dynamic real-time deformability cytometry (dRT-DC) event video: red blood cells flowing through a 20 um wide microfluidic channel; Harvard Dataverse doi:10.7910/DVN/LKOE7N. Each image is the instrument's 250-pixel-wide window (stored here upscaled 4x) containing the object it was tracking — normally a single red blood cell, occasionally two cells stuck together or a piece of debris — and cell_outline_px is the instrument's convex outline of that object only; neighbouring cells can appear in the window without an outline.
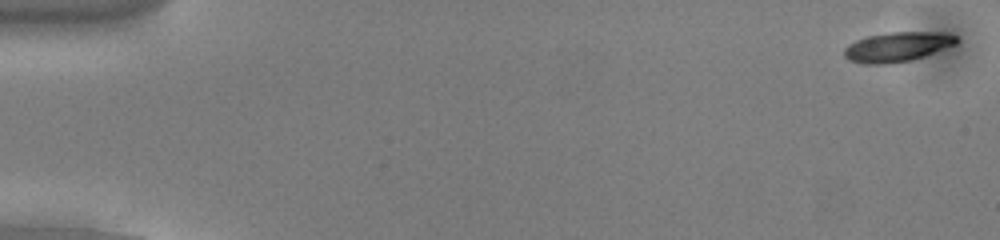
{"species": "common noctule bat (a hibernating species)", "species_latin": "Nyctalus noctula", "temperature_condition": "cold", "stored_images_in_passage": 53, "camera_frame_rate_fps": 3000, "um_per_image_px": 0.085, "animal": {"sex": "male", "body_mass_g": 13.0, "forearm_length_mm": 53.1}, "frame": {"image": 1, "passage_image": 1, "time_ms": 0.0, "image_size_px": [1000, 240], "cell_outline_px": [[960, 40], [956, 44], [924, 56], [912, 60], [888, 64], [864, 64], [848, 60], [844, 56], [844, 48], [848, 44], [856, 40], [868, 36], [888, 32], [940, 32], [956, 36]], "centroid_in_image_um": [76.26, 3.98], "position_along_channel_um": 8.7, "area_um2": 19.48}}
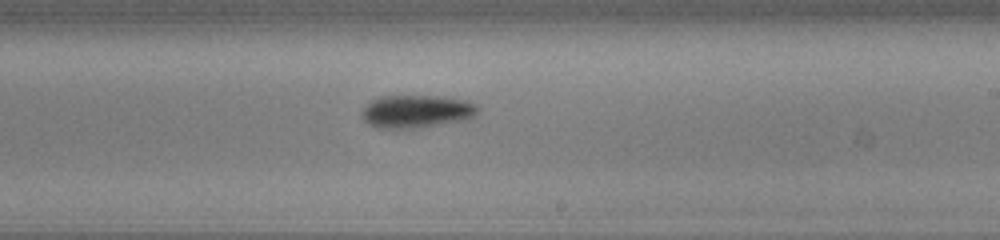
{"frame": {"image": 2, "passage_image": 32, "time_ms": 10.333, "image_size_px": [1000, 240], "cell_outline_px": [[480, 108], [472, 116], [460, 120], [412, 128], [376, 128], [368, 124], [360, 116], [364, 108], [372, 100], [380, 96], [444, 96], [464, 100], [476, 104]], "centroid_in_image_um": [35.35, 9.45], "position_along_channel_um": 253.7, "area_um2": 21.85}}
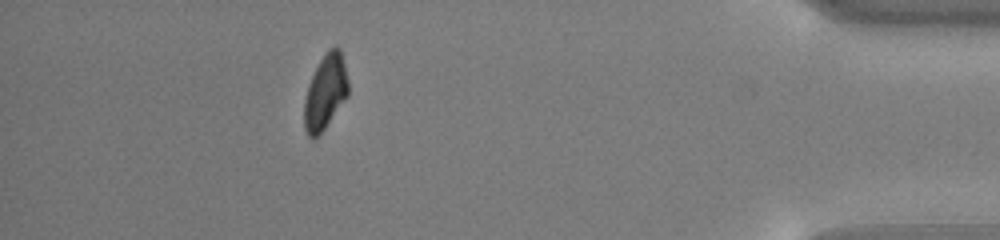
{"frame": {"image": 3, "passage_image": 48, "time_ms": 15.667, "image_size_px": [1000, 240], "cell_outline_px": [[348, 96], [324, 128], [312, 140], [308, 136], [304, 128], [304, 100], [308, 84], [324, 52], [328, 48], [336, 44], [340, 48], [348, 80]], "centroid_in_image_um": [27.65, 7.78], "position_along_channel_um": 407.6, "area_um2": 19.19}, "authors_computed_cell_mechanics": {"area_um2": 20.4612, "velocity_mm_per_s": 3.8312, "shape_relaxation_time_tau1_ms": 2.0069, "shape_relaxation_time_tau2_ms": null, "deformation_change_tau1": 0.1327, "deformation_change_tau2": null}}